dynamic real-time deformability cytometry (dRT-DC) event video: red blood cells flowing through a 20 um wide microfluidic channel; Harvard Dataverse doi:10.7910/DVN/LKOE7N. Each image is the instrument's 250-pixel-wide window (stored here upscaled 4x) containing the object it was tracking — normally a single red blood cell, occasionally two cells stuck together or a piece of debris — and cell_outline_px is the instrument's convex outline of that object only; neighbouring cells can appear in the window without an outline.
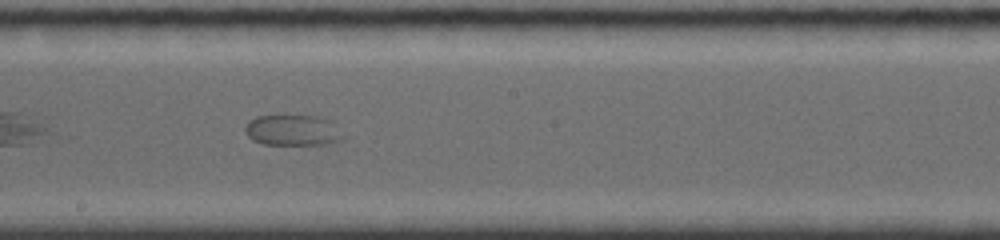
{"species": "common noctule bat (a hibernating species)", "species_latin": "Nyctalus noctula", "temperature_condition": "room temperature", "stored_images_in_passage": 21, "camera_frame_rate_fps": 4000, "um_per_image_px": 0.085, "animal": {"sex": "female", "body_mass_g": 19.0, "forearm_length_mm": 56.7}, "frame": {"image": 1, "passage_image": 15, "time_ms": 4.75, "image_size_px": [1000, 240], "cell_outline_px": [[344, 140], [324, 144], [264, 144], [252, 140], [244, 132], [244, 124], [248, 120], [256, 116], [320, 116], [332, 120], [344, 136]], "centroid_in_image_um": [24.88, 11.06], "position_along_channel_um": 223.3, "area_um2": 17.8}}
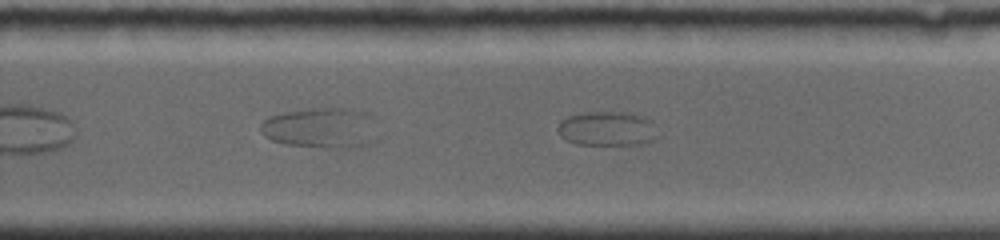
{"frame": {"image": 2, "passage_image": 21, "time_ms": 6.25, "image_size_px": [1000, 240], "cell_outline_px": [[656, 136], [652, 140], [640, 144], [576, 144], [560, 136], [556, 128], [560, 120], [568, 116], [584, 112], [624, 112], [644, 116], [652, 120]], "centroid_in_image_um": [51.56, 10.92], "position_along_channel_um": 278.2, "area_um2": 19.94}}